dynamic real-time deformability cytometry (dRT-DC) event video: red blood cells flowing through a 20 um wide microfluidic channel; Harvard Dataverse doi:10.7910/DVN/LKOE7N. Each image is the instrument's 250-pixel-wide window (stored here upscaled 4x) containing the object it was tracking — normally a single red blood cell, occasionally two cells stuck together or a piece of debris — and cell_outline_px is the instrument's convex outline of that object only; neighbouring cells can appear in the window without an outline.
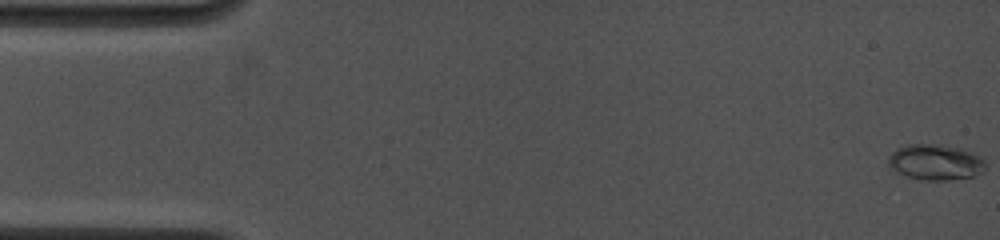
{"species": "common noctule bat (a hibernating species)", "species_latin": "Nyctalus noctula", "temperature_condition": "cold", "stored_images_in_passage": 10, "camera_frame_rate_fps": 4500, "um_per_image_px": 0.085, "animal": {"sex": "female", "body_mass_g": 19.0, "forearm_length_mm": 53.3}, "frame": {"image": 1, "passage_image": 1, "time_ms": 0.0, "image_size_px": [1000, 240], "cell_outline_px": [[984, 172], [976, 176], [948, 180], [924, 180], [908, 176], [896, 172], [888, 164], [888, 156], [896, 148], [908, 144], [936, 144], [960, 148], [972, 152], [984, 160]], "centroid_in_image_um": [79.51, 13.78], "position_along_channel_um": 5.5, "area_um2": 20.23}}
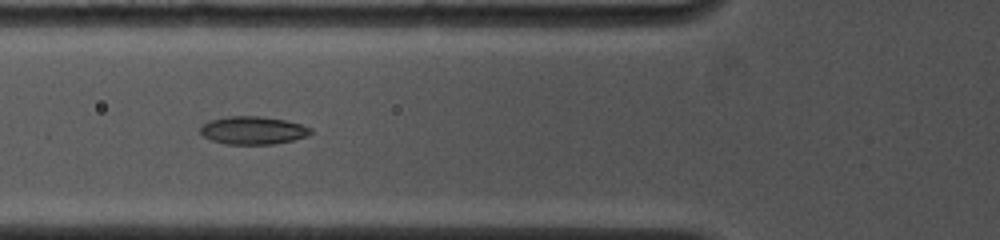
{"frame": {"image": 2, "passage_image": 9, "time_ms": 6.0, "image_size_px": [1000, 240], "cell_outline_px": [[312, 132], [308, 136], [276, 144], [224, 144], [212, 140], [204, 136], [200, 132], [200, 128], [204, 124], [212, 120], [228, 116], [260, 116], [284, 120], [300, 124], [312, 128]], "centroid_in_image_um": [21.53, 11.09], "position_along_channel_um": 104.3, "area_um2": 17.86}}
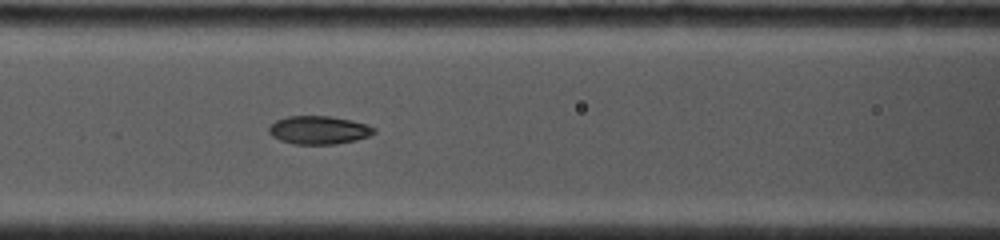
{"frame": {"image": 3, "passage_image": 10, "time_ms": 6.889, "image_size_px": [1000, 240], "cell_outline_px": [[376, 132], [368, 136], [356, 140], [336, 144], [292, 144], [280, 140], [272, 136], [268, 132], [268, 128], [276, 120], [288, 116], [328, 116], [352, 120], [368, 124], [376, 128]], "centroid_in_image_um": [27.11, 11.05], "position_along_channel_um": 139.5, "area_um2": 17.4}}